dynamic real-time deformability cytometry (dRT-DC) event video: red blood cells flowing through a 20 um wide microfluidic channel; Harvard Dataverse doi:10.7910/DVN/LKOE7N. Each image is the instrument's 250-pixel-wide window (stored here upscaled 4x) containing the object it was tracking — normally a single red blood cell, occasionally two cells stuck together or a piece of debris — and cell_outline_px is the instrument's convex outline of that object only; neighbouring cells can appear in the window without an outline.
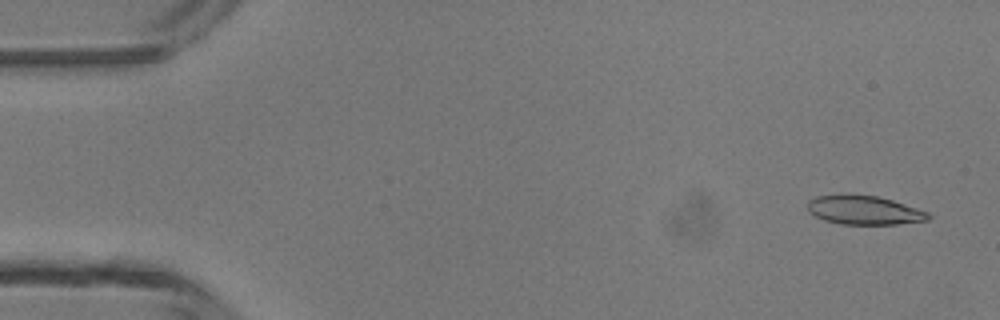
{"species": "common noctule bat (a hibernating species)", "species_latin": "Nyctalus noctula", "temperature_condition": "room temperature", "stored_images_in_passage": 3, "camera_frame_rate_fps": 3000, "um_per_image_px": 0.085, "animal": {"sex": "male", "body_mass_g": 13.3}, "frame": {"image": 1, "passage_image": 1, "time_ms": 0.0, "image_size_px": [1000, 320], "cell_outline_px": [[932, 216], [928, 220], [896, 224], [840, 224], [824, 220], [808, 212], [808, 200], [816, 196], [876, 196], [892, 200], [928, 212]], "centroid_in_image_um": [73.46, 17.89], "position_along_channel_um": 11.5, "area_um2": 19.83}}